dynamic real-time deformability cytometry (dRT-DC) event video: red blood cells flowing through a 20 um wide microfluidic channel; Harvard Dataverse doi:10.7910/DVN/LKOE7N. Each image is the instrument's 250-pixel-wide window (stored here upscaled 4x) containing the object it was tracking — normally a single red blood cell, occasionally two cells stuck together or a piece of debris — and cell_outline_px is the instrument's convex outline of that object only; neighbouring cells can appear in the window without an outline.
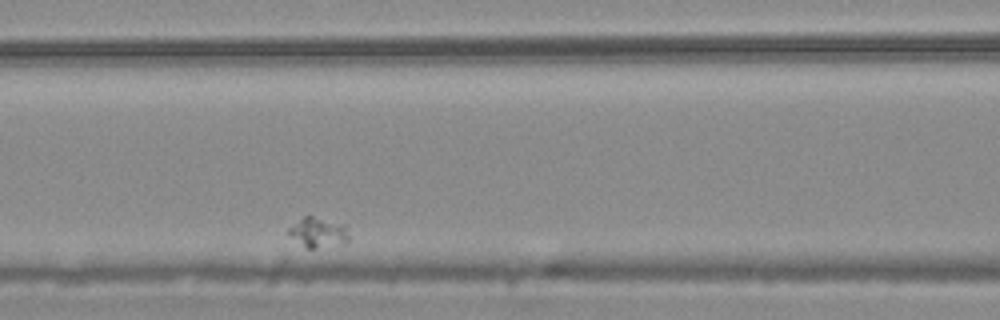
{"species": "common noctule bat (a hibernating species)", "species_latin": "Nyctalus noctula", "temperature_condition": "warm", "stored_images_in_passage": 33, "camera_frame_rate_fps": 3000, "um_per_image_px": 0.085, "animal": {"sex": "male", "body_mass_g": 20.4}, "frame": {"image": 1, "passage_image": 9, "time_ms": 2.667, "image_size_px": [1000, 320], "cell_outline_px": [[348, 240], [344, 244], [316, 248], [304, 248], [288, 232], [288, 228], [304, 216], [312, 216], [344, 224], [348, 236]], "centroid_in_image_um": [27.05, 19.77], "position_along_channel_um": 139.5, "area_um2": 10.35}}
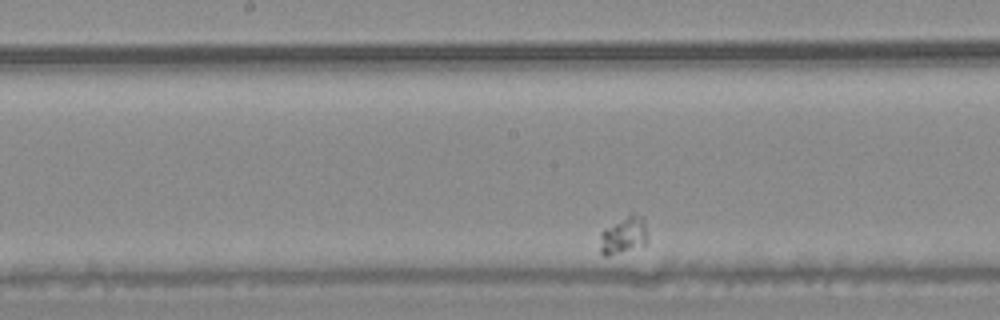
{"frame": {"image": 2, "passage_image": 15, "time_ms": 4.667, "image_size_px": [1000, 320], "cell_outline_px": [[644, 244], [608, 256], [604, 256], [600, 252], [600, 232], [604, 228], [632, 212], [644, 216]], "centroid_in_image_um": [52.93, 19.96], "position_along_channel_um": 195.3, "area_um2": 10.06}}